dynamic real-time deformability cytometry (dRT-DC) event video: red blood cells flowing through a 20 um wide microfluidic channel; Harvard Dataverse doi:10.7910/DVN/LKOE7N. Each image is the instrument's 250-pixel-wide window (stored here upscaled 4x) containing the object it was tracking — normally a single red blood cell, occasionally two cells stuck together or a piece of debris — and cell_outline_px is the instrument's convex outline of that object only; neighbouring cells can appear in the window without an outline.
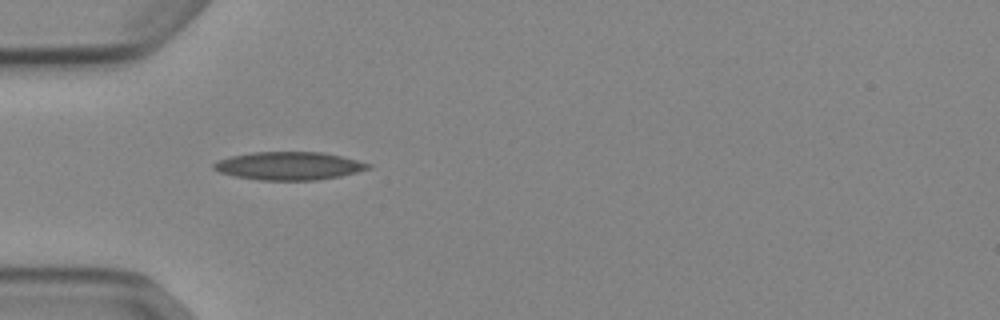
{"species": "Egyptian fruit bat (a non-hibernating species)", "species_latin": "Rousettus aegyptiacus", "temperature_condition": "cold", "stored_images_in_passage": 37, "camera_frame_rate_fps": 3000, "um_per_image_px": 0.085, "animal": {"sex": "female"}, "frame": {"image": 1, "passage_image": 1, "time_ms": 0.0, "image_size_px": [1000, 320], "cell_outline_px": [[372, 168], [340, 176], [316, 180], [260, 180], [236, 176], [220, 172], [212, 168], [212, 164], [216, 160], [232, 156], [252, 152], [324, 152], [372, 164]], "centroid_in_image_um": [24.55, 14.09], "position_along_channel_um": 60.4, "area_um2": 25.2}}
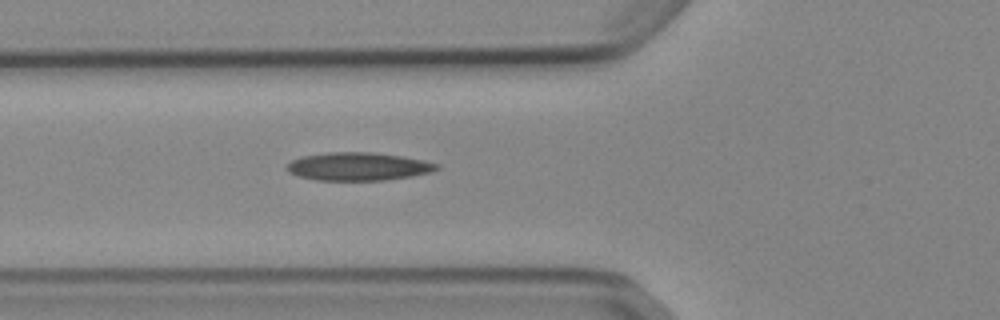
{"frame": {"image": 2, "passage_image": 4, "time_ms": 1.0, "image_size_px": [1000, 320], "cell_outline_px": [[440, 168], [432, 172], [412, 176], [384, 180], [316, 180], [300, 176], [288, 172], [284, 168], [292, 160], [300, 156], [328, 152], [372, 152], [400, 156], [424, 160], [440, 164]], "centroid_in_image_um": [30.45, 14.15], "position_along_channel_um": 95.3, "area_um2": 24.62}}
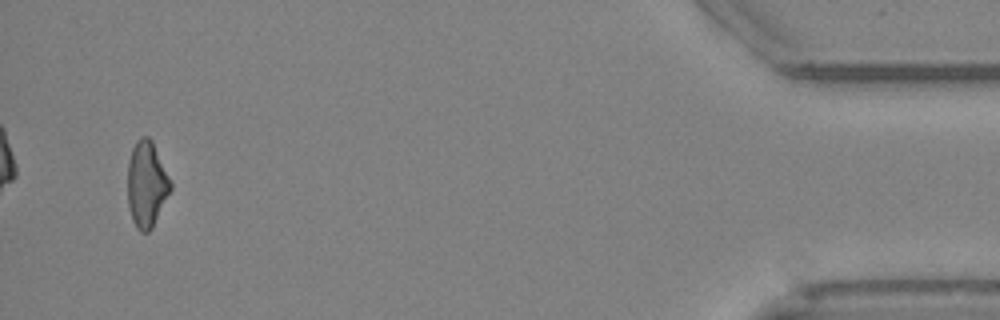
{"frame": {"image": 3, "passage_image": 35, "time_ms": 11.333, "image_size_px": [1000, 320], "cell_outline_px": [[172, 188], [152, 228], [148, 232], [140, 232], [136, 228], [132, 220], [128, 204], [128, 160], [132, 148], [136, 140], [140, 136], [148, 136], [152, 140], [172, 184]], "centroid_in_image_um": [12.45, 15.65], "position_along_channel_um": 422.7, "area_um2": 21.5}, "authors_computed_cell_mechanics": {"area_um2": 22.831, "velocity_mm_per_s": 3.9006, "shape_relaxation_time_tau1_ms": null, "shape_relaxation_time_tau2_ms": 6.6731, "deformation_change_tau1": null, "deformation_change_tau2": 0.187}}